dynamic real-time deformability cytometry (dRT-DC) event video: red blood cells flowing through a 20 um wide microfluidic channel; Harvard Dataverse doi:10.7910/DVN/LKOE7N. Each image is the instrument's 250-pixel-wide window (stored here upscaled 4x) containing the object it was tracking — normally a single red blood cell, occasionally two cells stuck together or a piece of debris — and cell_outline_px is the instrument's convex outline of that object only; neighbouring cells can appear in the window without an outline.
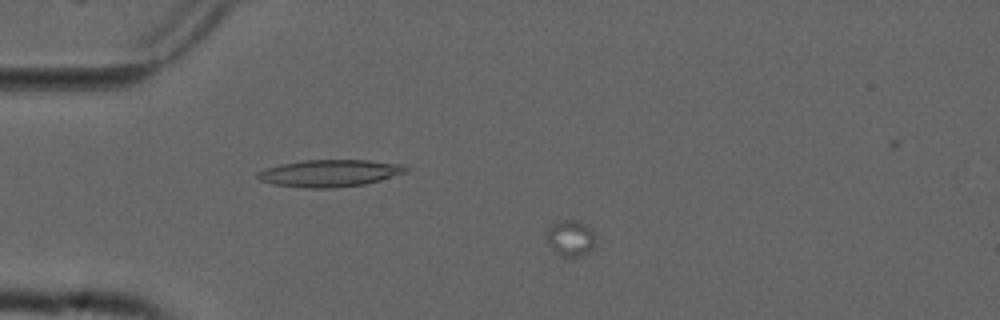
{"species": "common noctule bat (a hibernating species)", "species_latin": "Nyctalus noctula", "temperature_condition": "cold", "stored_images_in_passage": 24, "camera_frame_rate_fps": 3000, "um_per_image_px": 0.085, "animal": {"sex": "male", "forearm_length_mm": 52.5}, "frame": {"image": 1, "passage_image": 14, "time_ms": 4.333, "image_size_px": [1000, 320], "cell_outline_px": [[592, 248], [588, 252], [576, 256], [560, 256], [552, 248], [544, 236], [544, 232], [552, 224], [560, 220], [576, 220], [592, 228]], "centroid_in_image_um": [48.41, 20.21], "position_along_channel_um": 36.6, "area_um2": 10.06}}